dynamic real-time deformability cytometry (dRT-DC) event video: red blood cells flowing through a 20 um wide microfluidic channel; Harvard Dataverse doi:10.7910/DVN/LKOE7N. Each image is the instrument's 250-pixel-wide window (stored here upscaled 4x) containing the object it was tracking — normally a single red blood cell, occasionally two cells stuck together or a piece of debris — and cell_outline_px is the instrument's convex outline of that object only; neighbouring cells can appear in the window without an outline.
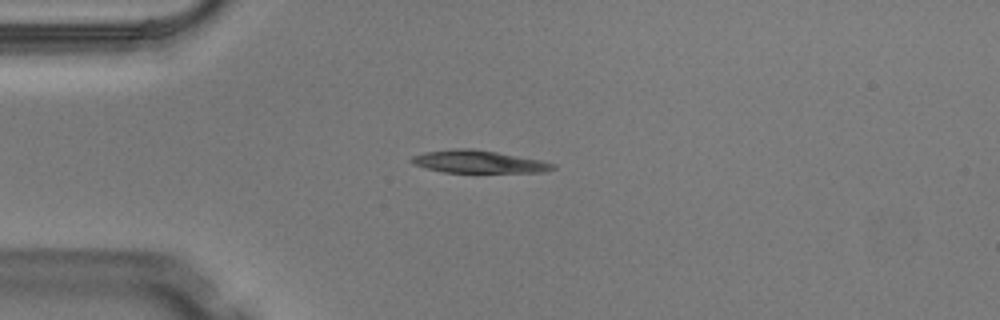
{"species": "Egyptian fruit bat (a non-hibernating species)", "species_latin": "Rousettus aegyptiacus", "temperature_condition": "warm", "stored_images_in_passage": 4, "camera_frame_rate_fps": 3000, "um_per_image_px": 0.085, "animal": {"sex": "male"}, "frame": {"image": 1, "passage_image": 3, "time_ms": 0.667, "image_size_px": [1000, 320], "cell_outline_px": [[556, 168], [544, 172], [444, 172], [412, 164], [408, 160], [412, 156], [424, 152], [452, 148], [476, 148], [540, 160], [556, 164]], "centroid_in_image_um": [40.64, 13.73], "position_along_channel_um": 44.4, "area_um2": 18.67}}